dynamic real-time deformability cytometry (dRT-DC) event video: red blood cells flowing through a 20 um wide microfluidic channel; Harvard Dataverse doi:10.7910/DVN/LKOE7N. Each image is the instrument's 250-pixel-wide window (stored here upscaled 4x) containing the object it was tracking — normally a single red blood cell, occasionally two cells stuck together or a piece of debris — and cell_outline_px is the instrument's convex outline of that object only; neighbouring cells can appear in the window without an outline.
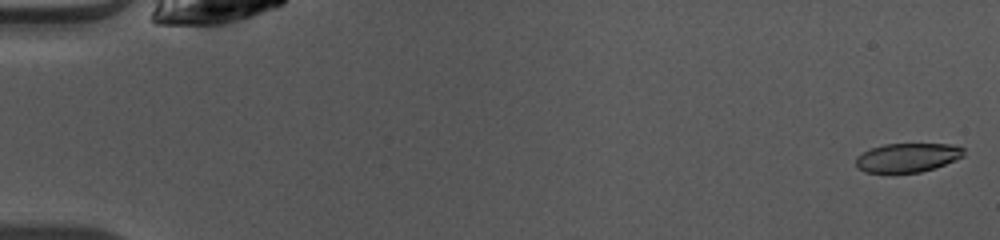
{"species": "common noctule bat (a hibernating species)", "species_latin": "Nyctalus noctula", "temperature_condition": "warm", "stored_images_in_passage": 49, "camera_frame_rate_fps": 3000, "um_per_image_px": 0.085, "animal": {"sex": "female", "body_mass_g": 10.0, "forearm_length_mm": 53.1}, "frame": {"image": 1, "passage_image": 1, "time_ms": 0.0, "image_size_px": [1000, 240], "cell_outline_px": [[964, 156], [936, 168], [920, 172], [864, 172], [856, 168], [856, 156], [872, 148], [884, 144], [952, 144], [964, 148]], "centroid_in_image_um": [77.14, 13.39], "position_along_channel_um": 7.9, "area_um2": 18.21}}
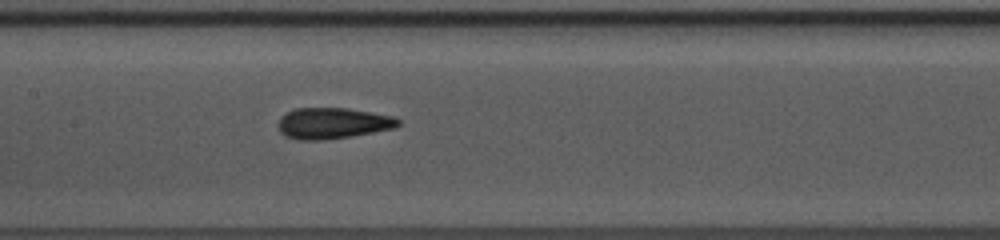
{"frame": {"image": 2, "passage_image": 24, "time_ms": 7.667, "image_size_px": [1000, 240], "cell_outline_px": [[400, 124], [396, 128], [352, 136], [320, 140], [300, 140], [284, 136], [280, 132], [280, 116], [296, 108], [348, 108], [392, 116], [400, 120]], "centroid_in_image_um": [28.3, 10.48], "position_along_channel_um": 179.1, "area_um2": 21.62}}
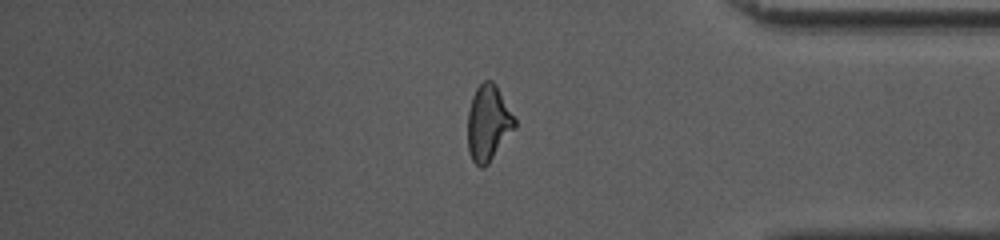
{"frame": {"image": 3, "passage_image": 41, "time_ms": 13.333, "image_size_px": [1000, 240], "cell_outline_px": [[516, 128], [488, 164], [484, 168], [480, 168], [472, 160], [468, 152], [468, 112], [472, 96], [476, 88], [484, 80], [492, 80], [496, 84], [516, 120]], "centroid_in_image_um": [41.5, 10.47], "position_along_channel_um": 393.7, "area_um2": 20.92}, "authors_computed_cell_mechanics": {"area_um2": 20.7502, "velocity_mm_per_s": 4.0988, "shape_relaxation_time_tau1_ms": 8.8004, "shape_relaxation_time_tau2_ms": 2.0342, "deformation_change_tau1": 0.2303, "deformation_change_tau2": 0.0849}}